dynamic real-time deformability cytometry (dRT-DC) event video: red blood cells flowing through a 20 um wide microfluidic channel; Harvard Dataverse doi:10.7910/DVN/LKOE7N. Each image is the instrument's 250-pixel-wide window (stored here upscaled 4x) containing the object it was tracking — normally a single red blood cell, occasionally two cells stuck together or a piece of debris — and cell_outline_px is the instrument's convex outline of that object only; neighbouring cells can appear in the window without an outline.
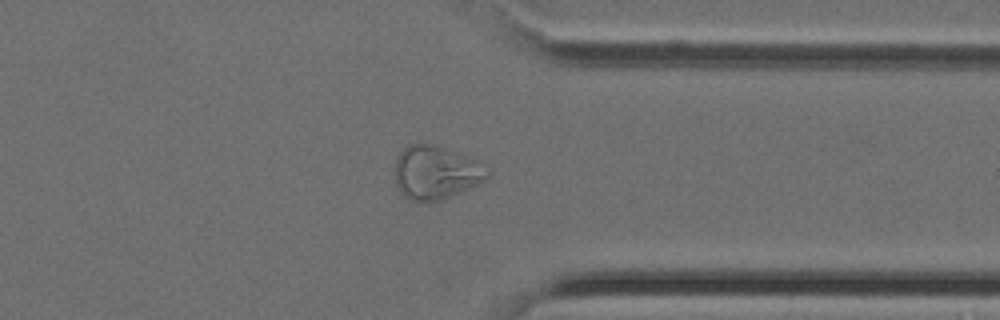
{"species": "Egyptian fruit bat (a non-hibernating species)", "species_latin": "Rousettus aegyptiacus", "temperature_condition": "cold", "stored_images_in_passage": 38, "camera_frame_rate_fps": 3000, "um_per_image_px": 0.085, "animal": {"sex": "female"}, "frame": {"image": 1, "passage_image": 29, "time_ms": 9.333, "image_size_px": [1000, 320], "cell_outline_px": [[488, 176], [484, 180], [468, 188], [440, 200], [424, 204], [408, 200], [400, 192], [396, 184], [396, 156], [408, 144], [436, 144], [468, 156], [488, 172]], "centroid_in_image_um": [36.97, 14.68], "position_along_channel_um": 374.4, "area_um2": 28.61}}
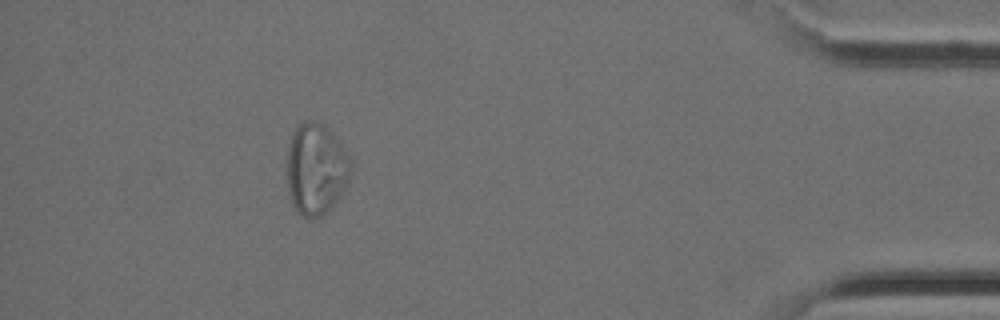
{"frame": {"image": 2, "passage_image": 34, "time_ms": 11.0, "image_size_px": [1000, 320], "cell_outline_px": [[352, 176], [348, 184], [336, 200], [320, 216], [304, 216], [296, 212], [292, 204], [288, 192], [288, 148], [292, 132], [304, 120], [312, 120], [324, 124], [352, 160]], "centroid_in_image_um": [26.87, 14.35], "position_along_channel_um": 408.3, "area_um2": 33.76}}